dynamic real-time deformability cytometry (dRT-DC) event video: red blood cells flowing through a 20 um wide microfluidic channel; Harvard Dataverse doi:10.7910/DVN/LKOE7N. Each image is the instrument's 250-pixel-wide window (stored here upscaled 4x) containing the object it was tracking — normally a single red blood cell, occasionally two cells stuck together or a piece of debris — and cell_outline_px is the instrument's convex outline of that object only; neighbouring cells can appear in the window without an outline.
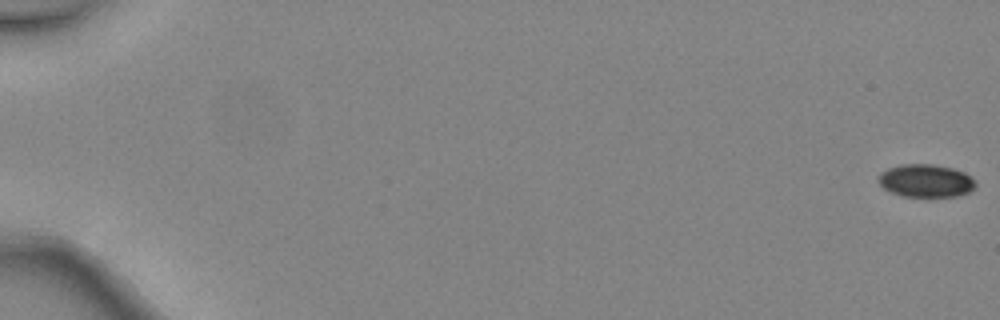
{"species": "common noctule bat (a hibernating species)", "species_latin": "Nyctalus noctula", "temperature_condition": "warm", "stored_images_in_passage": 6, "camera_frame_rate_fps": 3000, "um_per_image_px": 0.085, "animal": {"sex": "female", "body_mass_g": 24.6, "forearm_length_mm": 56.2}, "frame": {"image": 1, "passage_image": 1, "time_ms": 0.0, "image_size_px": [1000, 320], "cell_outline_px": [[976, 184], [968, 192], [956, 196], [900, 196], [884, 188], [876, 180], [876, 176], [880, 172], [888, 168], [900, 164], [932, 164], [952, 168], [964, 172], [972, 176], [976, 180]], "centroid_in_image_um": [78.66, 15.35], "position_along_channel_um": 6.3, "area_um2": 18.73}}
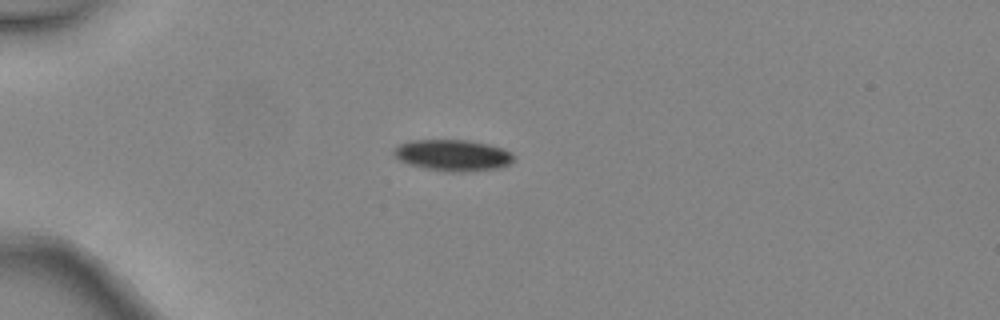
{"frame": {"image": 2, "passage_image": 5, "time_ms": 1.333, "image_size_px": [1000, 320], "cell_outline_px": [[516, 156], [512, 164], [496, 168], [460, 172], [448, 172], [424, 168], [408, 164], [392, 156], [392, 148], [408, 140], [468, 140], [488, 144], [504, 148], [512, 152]], "centroid_in_image_um": [38.48, 13.19], "position_along_channel_um": 46.5, "area_um2": 22.25}}